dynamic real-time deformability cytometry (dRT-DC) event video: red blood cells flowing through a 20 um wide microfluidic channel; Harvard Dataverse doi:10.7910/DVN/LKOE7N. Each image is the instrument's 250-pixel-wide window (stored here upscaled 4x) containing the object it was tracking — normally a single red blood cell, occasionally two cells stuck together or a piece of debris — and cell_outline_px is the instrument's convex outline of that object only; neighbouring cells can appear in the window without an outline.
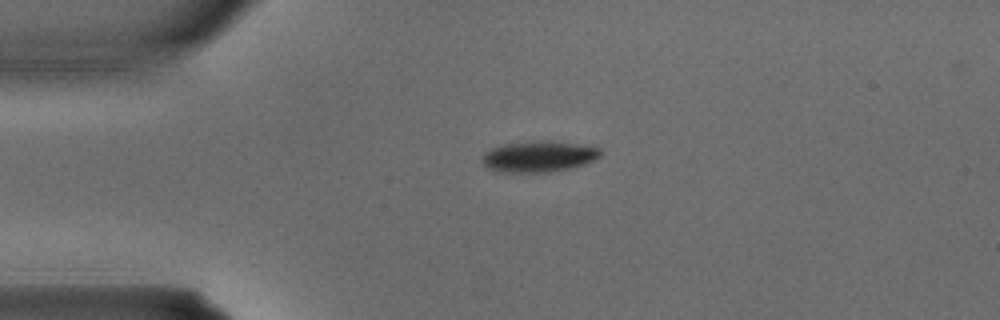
{"species": "common noctule bat (a hibernating species)", "species_latin": "Nyctalus noctula", "temperature_condition": "warm", "stored_images_in_passage": 3, "camera_frame_rate_fps": 3000, "um_per_image_px": 0.085, "animal": {"sex": "male", "body_mass_g": 15.6}, "frame": {"image": 1, "passage_image": 3, "time_ms": 0.667, "image_size_px": [1000, 320], "cell_outline_px": [[600, 156], [584, 164], [572, 168], [552, 172], [504, 172], [488, 168], [480, 160], [484, 152], [488, 148], [504, 144], [576, 144], [600, 148]], "centroid_in_image_um": [45.73, 13.36], "position_along_channel_um": 39.3, "area_um2": 20.29}}